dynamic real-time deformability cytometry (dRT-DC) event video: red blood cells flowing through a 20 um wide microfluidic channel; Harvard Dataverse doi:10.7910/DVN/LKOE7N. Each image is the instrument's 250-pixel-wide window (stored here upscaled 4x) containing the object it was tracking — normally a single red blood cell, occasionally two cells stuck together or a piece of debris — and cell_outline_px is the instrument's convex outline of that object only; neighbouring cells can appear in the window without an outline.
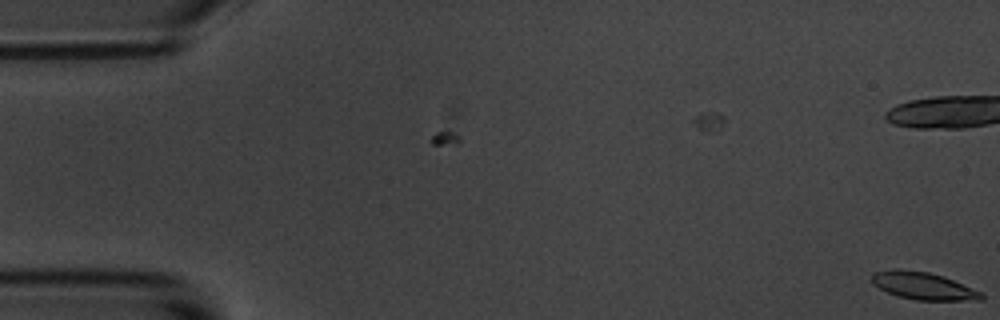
{"species": "common noctule bat (a hibernating species)", "species_latin": "Nyctalus noctula", "temperature_condition": "room temperature", "stored_images_in_passage": 6, "camera_frame_rate_fps": 3000, "um_per_image_px": 0.085, "animal": {"sex": "male", "body_mass_g": 20.1, "forearm_length_mm": 53.5}, "frame": {"image": 1, "passage_image": 6, "time_ms": 1.667, "image_size_px": [1000, 320], "cell_outline_px": [[984, 296], [980, 300], [916, 300], [900, 296], [888, 292], [872, 284], [872, 272], [896, 268], [928, 272], [944, 276], [984, 292]], "centroid_in_image_um": [78.5, 24.29], "position_along_channel_um": 6.5, "area_um2": 17.57}}